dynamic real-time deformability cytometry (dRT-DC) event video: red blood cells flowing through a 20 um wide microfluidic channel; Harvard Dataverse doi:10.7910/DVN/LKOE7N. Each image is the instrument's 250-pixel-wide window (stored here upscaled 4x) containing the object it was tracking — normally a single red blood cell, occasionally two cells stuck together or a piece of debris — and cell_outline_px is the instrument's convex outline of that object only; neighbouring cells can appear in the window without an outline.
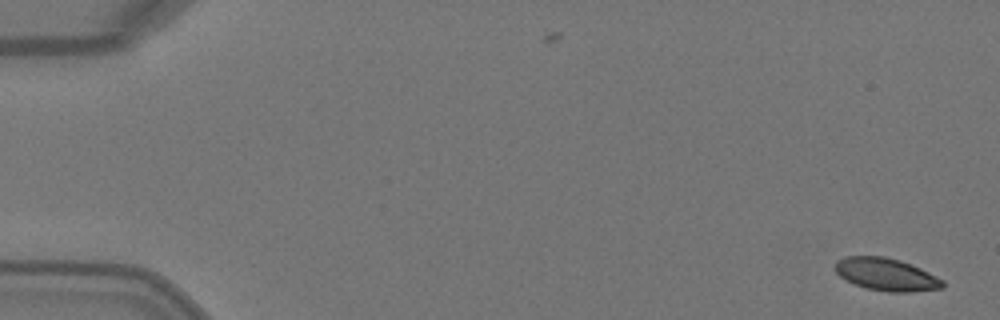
{"species": "Egyptian fruit bat (a non-hibernating species)", "species_latin": "Rousettus aegyptiacus", "temperature_condition": "warm", "stored_images_in_passage": 5, "camera_frame_rate_fps": 3000, "um_per_image_px": 0.085, "animal": {"sex": "female"}, "frame": {"image": 1, "passage_image": 1, "time_ms": 0.0, "image_size_px": [1000, 320], "cell_outline_px": [[944, 288], [912, 292], [888, 292], [868, 288], [856, 284], [840, 276], [836, 272], [836, 260], [848, 256], [884, 256], [900, 260], [920, 268], [944, 280]], "centroid_in_image_um": [75.37, 23.32], "position_along_channel_um": 9.6, "area_um2": 20.23}}
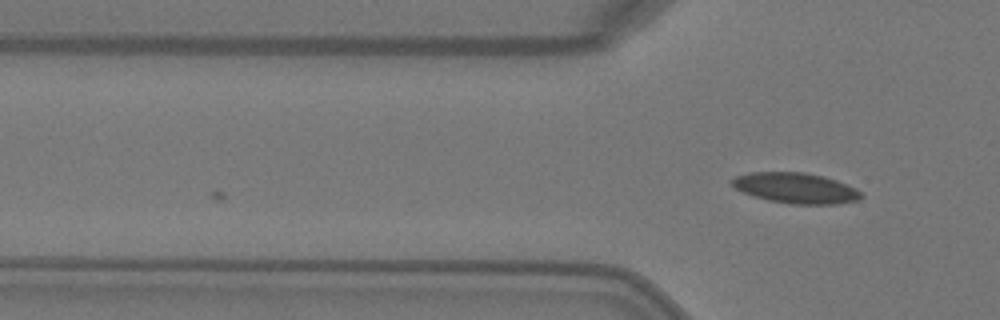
{"frame": {"image": 2, "passage_image": 5, "time_ms": 1.333, "image_size_px": [1000, 320], "cell_outline_px": [[864, 196], [860, 200], [836, 204], [788, 204], [768, 200], [752, 196], [736, 188], [728, 180], [736, 176], [748, 172], [804, 172], [824, 176], [836, 180], [856, 188]], "centroid_in_image_um": [67.64, 15.98], "position_along_channel_um": 58.2, "area_um2": 23.18}}